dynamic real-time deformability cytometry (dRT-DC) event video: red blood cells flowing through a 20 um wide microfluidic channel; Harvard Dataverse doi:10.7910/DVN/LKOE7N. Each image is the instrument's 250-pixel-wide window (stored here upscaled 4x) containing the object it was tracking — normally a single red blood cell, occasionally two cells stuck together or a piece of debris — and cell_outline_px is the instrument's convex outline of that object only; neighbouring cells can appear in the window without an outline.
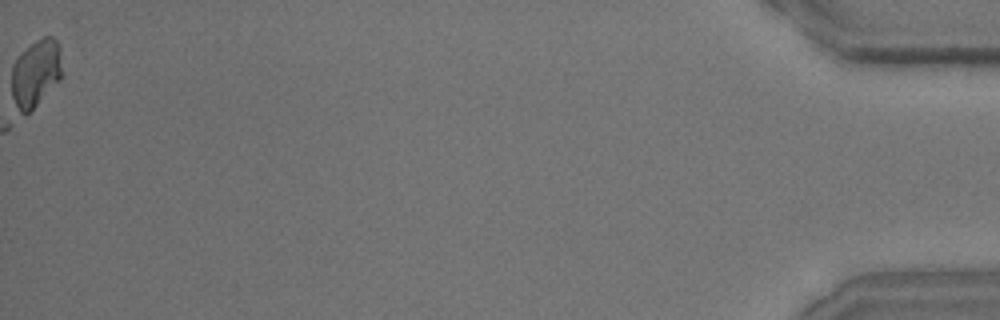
{"species": "common noctule bat (a hibernating species)", "species_latin": "Nyctalus noctula", "temperature_condition": "room temperature", "stored_images_in_passage": 42, "camera_frame_rate_fps": 3000, "um_per_image_px": 0.085, "animal": {"sex": "male", "body_mass_g": 15.6}, "frame": {"image": 1, "passage_image": 42, "time_ms": 13.667, "image_size_px": [1000, 320], "cell_outline_px": [[60, 80], [28, 112], [20, 112], [12, 96], [12, 64], [36, 40], [44, 36], [52, 36], [56, 40], [60, 48]], "centroid_in_image_um": [3.04, 6.19], "position_along_channel_um": 432.2, "area_um2": 19.02}}